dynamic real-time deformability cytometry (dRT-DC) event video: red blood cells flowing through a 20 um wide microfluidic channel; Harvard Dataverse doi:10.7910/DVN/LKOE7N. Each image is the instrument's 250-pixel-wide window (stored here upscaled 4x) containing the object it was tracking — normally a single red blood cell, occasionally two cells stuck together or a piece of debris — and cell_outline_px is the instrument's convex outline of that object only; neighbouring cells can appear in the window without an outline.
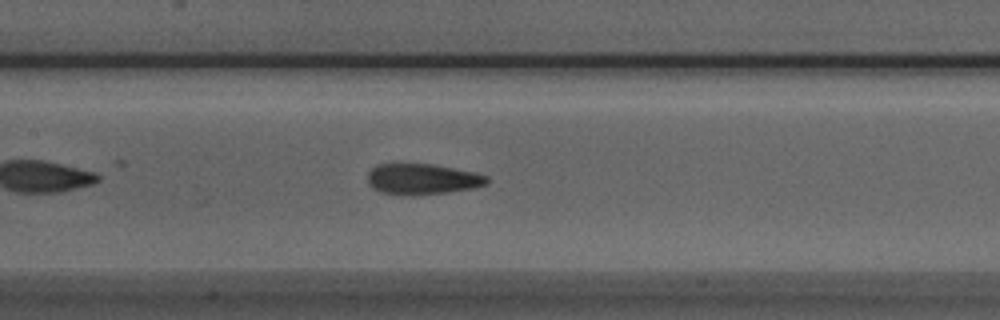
{"species": "Egyptian fruit bat (a non-hibernating species)", "species_latin": "Rousettus aegyptiacus", "temperature_condition": "room temperature", "stored_images_in_passage": 38, "camera_frame_rate_fps": 3000, "um_per_image_px": 0.085, "animal": {"sex": "male"}, "frame": {"image": 1, "passage_image": 12, "time_ms": 3.667, "image_size_px": [1000, 320], "cell_outline_px": [[488, 184], [476, 188], [448, 192], [412, 196], [404, 196], [380, 192], [372, 188], [368, 184], [368, 172], [376, 164], [432, 164], [476, 172], [488, 176]], "centroid_in_image_um": [35.9, 15.24], "position_along_channel_um": 171.5, "area_um2": 21.79}}
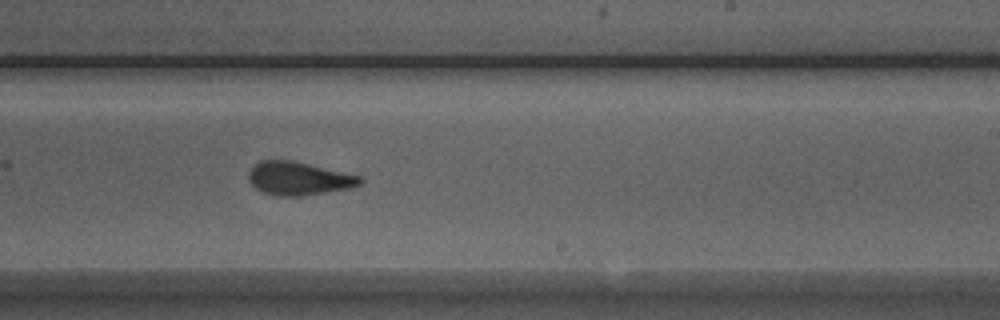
{"frame": {"image": 2, "passage_image": 19, "time_ms": 6.0, "image_size_px": [1000, 320], "cell_outline_px": [[364, 180], [360, 184], [352, 188], [300, 196], [280, 196], [264, 192], [256, 188], [248, 180], [248, 172], [260, 160], [292, 160], [360, 176]], "centroid_in_image_um": [25.39, 15.17], "position_along_channel_um": 263.6, "area_um2": 21.44}}
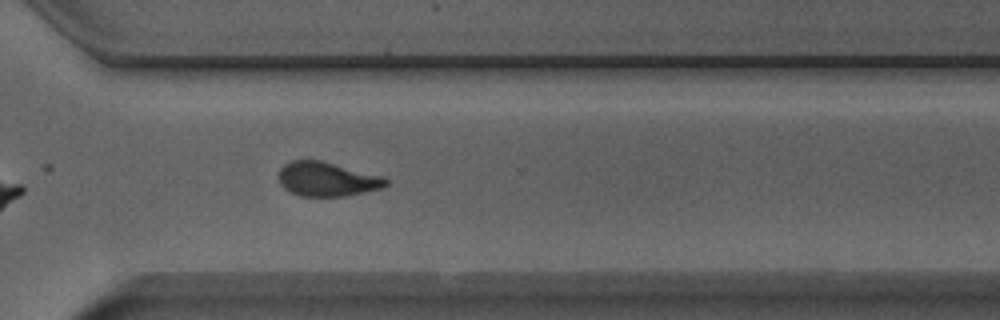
{"frame": {"image": 3, "passage_image": 25, "time_ms": 8.0, "image_size_px": [1000, 320], "cell_outline_px": [[388, 184], [384, 188], [344, 196], [300, 196], [284, 188], [280, 184], [280, 168], [284, 164], [292, 160], [320, 160], [384, 176], [388, 180]], "centroid_in_image_um": [27.83, 15.22], "position_along_channel_um": 342.8, "area_um2": 21.39}, "authors_computed_cell_mechanics": {"area_um2": 21.8195, "velocity_mm_per_s": 3.9631, "shape_relaxation_time_tau1_ms": 5.909, "shape_relaxation_time_tau2_ms": 1.8399, "deformation_change_tau1": 0.1772, "deformation_change_tau2": 0.0753}}